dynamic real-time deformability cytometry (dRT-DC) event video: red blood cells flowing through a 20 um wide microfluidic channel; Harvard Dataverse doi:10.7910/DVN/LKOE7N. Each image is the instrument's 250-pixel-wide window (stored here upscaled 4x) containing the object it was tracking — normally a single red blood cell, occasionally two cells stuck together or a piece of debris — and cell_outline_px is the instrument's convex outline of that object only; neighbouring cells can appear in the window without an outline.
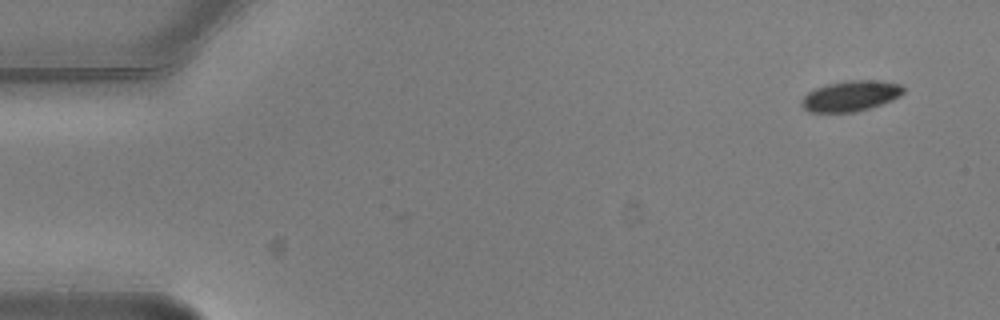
{"species": "common noctule bat (a hibernating species)", "species_latin": "Nyctalus noctula", "temperature_condition": "warm", "stored_images_in_passage": 4, "camera_frame_rate_fps": 3000, "um_per_image_px": 0.085, "animal": {"sex": "male", "body_mass_g": 20.5, "forearm_length_mm": 52.5}, "frame": {"image": 1, "passage_image": 1, "time_ms": 0.0, "image_size_px": [1000, 320], "cell_outline_px": [[904, 92], [900, 96], [892, 100], [856, 112], [808, 112], [800, 104], [800, 100], [808, 92], [816, 88], [828, 84], [848, 80], [880, 80], [900, 84], [904, 88]], "centroid_in_image_um": [72.3, 8.15], "position_along_channel_um": 12.7, "area_um2": 18.15}}